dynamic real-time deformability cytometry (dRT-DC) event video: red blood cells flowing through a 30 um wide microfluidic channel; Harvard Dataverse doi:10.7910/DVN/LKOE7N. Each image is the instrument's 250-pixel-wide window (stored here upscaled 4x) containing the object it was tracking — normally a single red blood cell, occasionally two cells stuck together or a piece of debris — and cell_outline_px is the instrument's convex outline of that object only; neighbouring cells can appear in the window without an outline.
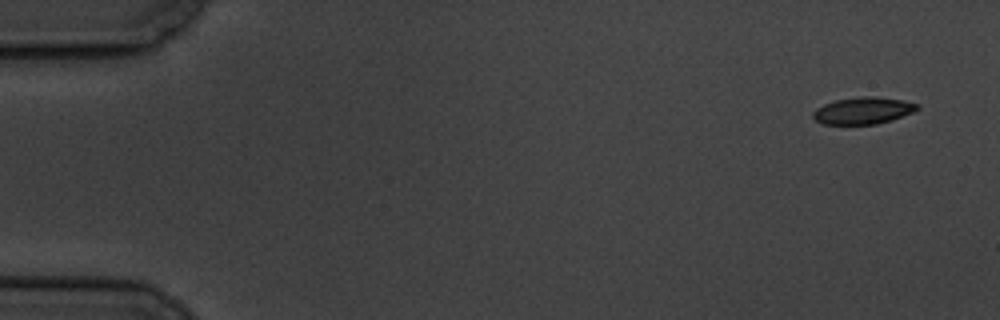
{"species": "common noctule bat (a hibernating species)", "species_latin": "Nyctalus noctula", "temperature_condition": "cold", "stored_images_in_passage": 4, "camera_frame_rate_fps": 3000, "um_per_image_px": 0.085, "animal": {"sex": "male", "body_mass_g": 19.5, "forearm_length_mm": 54.6}, "frame": {"image": 1, "passage_image": 1, "time_ms": 0.0, "image_size_px": [1000, 320], "cell_outline_px": [[920, 108], [912, 112], [892, 120], [876, 124], [824, 124], [816, 120], [812, 116], [812, 112], [816, 108], [824, 104], [836, 100], [864, 96], [872, 96], [900, 100], [920, 104]], "centroid_in_image_um": [73.36, 9.4], "position_along_channel_um": 11.6, "area_um2": 16.18}}